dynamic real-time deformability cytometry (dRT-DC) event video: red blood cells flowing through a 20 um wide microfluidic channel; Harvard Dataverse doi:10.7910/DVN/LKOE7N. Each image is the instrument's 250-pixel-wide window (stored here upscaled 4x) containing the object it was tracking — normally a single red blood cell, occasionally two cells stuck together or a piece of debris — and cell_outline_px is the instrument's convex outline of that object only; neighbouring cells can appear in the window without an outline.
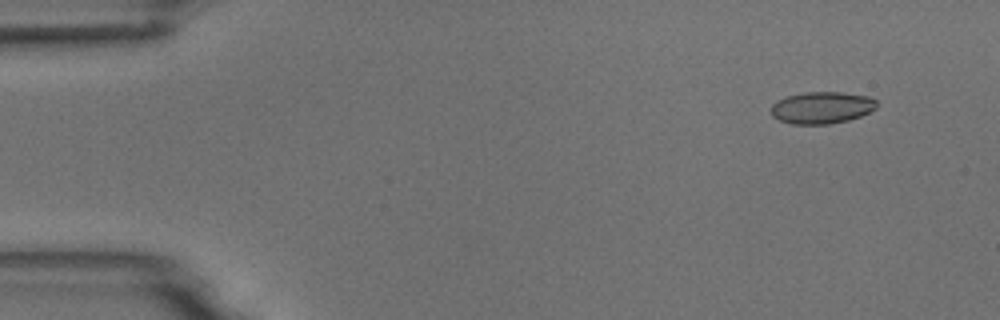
{"species": "common noctule bat (a hibernating species)", "species_latin": "Nyctalus noctula", "temperature_condition": "room temperature", "stored_images_in_passage": 4, "camera_frame_rate_fps": 3000, "um_per_image_px": 0.085, "animal": {"sex": "male", "body_mass_g": 18.8}, "frame": {"image": 1, "passage_image": 1, "time_ms": 0.0, "image_size_px": [1000, 320], "cell_outline_px": [[876, 108], [860, 116], [848, 120], [828, 124], [792, 124], [780, 120], [772, 116], [772, 104], [776, 100], [788, 96], [804, 92], [840, 92], [868, 96], [876, 100]], "centroid_in_image_um": [69.84, 9.15], "position_along_channel_um": 15.2, "area_um2": 19.54}}
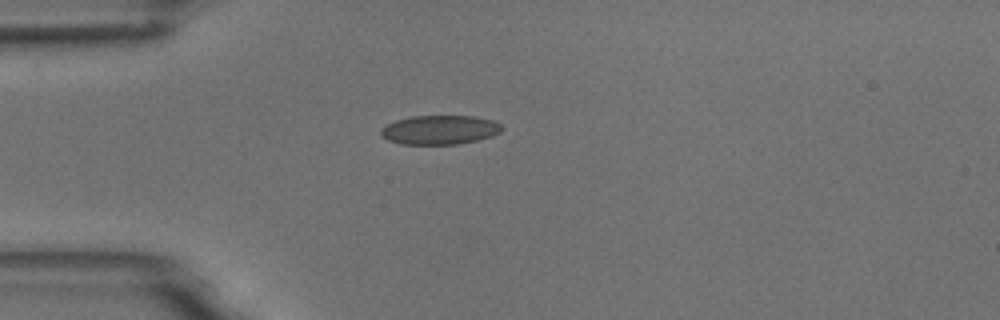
{"frame": {"image": 2, "passage_image": 4, "time_ms": 3.333, "image_size_px": [1000, 320], "cell_outline_px": [[504, 128], [500, 132], [492, 136], [460, 144], [400, 144], [388, 140], [380, 136], [380, 128], [396, 120], [412, 116], [476, 116], [496, 120]], "centroid_in_image_um": [37.39, 11.03], "position_along_channel_um": 47.6, "area_um2": 20.75}}